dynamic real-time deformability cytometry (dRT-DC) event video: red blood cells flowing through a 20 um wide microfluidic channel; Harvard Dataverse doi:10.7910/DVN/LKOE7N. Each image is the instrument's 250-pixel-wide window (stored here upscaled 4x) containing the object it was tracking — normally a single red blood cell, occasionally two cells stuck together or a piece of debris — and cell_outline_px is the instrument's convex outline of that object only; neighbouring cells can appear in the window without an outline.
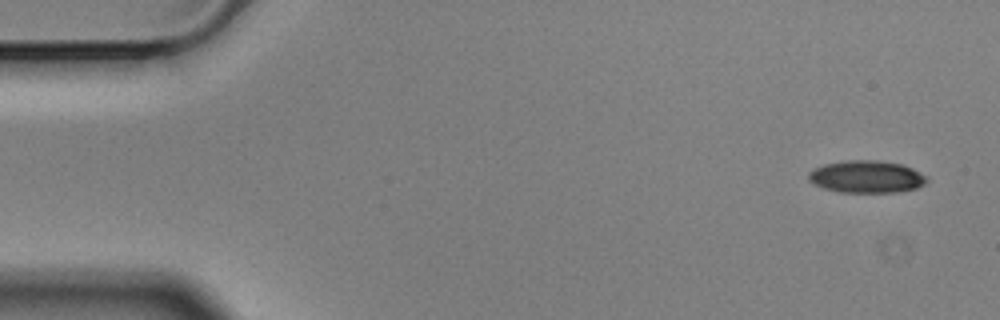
{"species": "Egyptian fruit bat (a non-hibernating species)", "species_latin": "Rousettus aegyptiacus", "temperature_condition": "cold", "stored_images_in_passage": 4, "camera_frame_rate_fps": 3000, "um_per_image_px": 0.085, "animal": {"sex": "male"}, "frame": {"image": 1, "passage_image": 1, "time_ms": 0.0, "image_size_px": [1000, 320], "cell_outline_px": [[928, 180], [924, 184], [916, 188], [900, 192], [840, 192], [824, 188], [812, 184], [808, 180], [808, 172], [812, 168], [824, 164], [844, 160], [876, 160], [904, 164], [920, 172]], "centroid_in_image_um": [73.62, 15.01], "position_along_channel_um": 11.4, "area_um2": 22.48}}
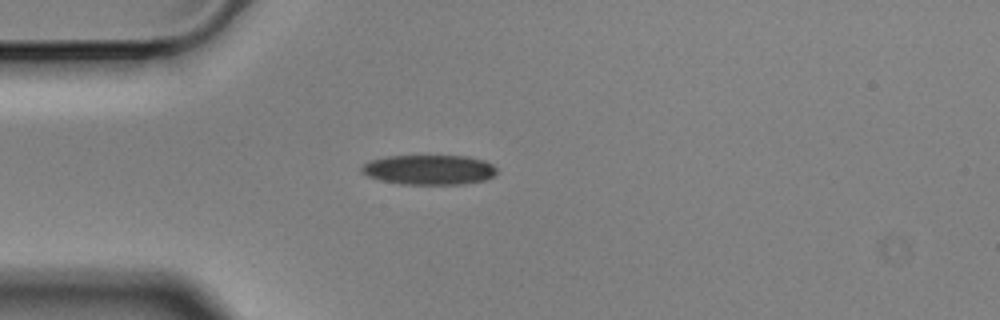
{"frame": {"image": 2, "passage_image": 4, "time_ms": 1.0, "image_size_px": [1000, 320], "cell_outline_px": [[496, 172], [492, 176], [484, 180], [464, 184], [400, 184], [380, 180], [368, 176], [360, 172], [360, 168], [364, 164], [372, 160], [388, 156], [468, 156], [484, 160], [492, 164], [496, 168]], "centroid_in_image_um": [36.46, 14.43], "position_along_channel_um": 48.5, "area_um2": 23.47}}